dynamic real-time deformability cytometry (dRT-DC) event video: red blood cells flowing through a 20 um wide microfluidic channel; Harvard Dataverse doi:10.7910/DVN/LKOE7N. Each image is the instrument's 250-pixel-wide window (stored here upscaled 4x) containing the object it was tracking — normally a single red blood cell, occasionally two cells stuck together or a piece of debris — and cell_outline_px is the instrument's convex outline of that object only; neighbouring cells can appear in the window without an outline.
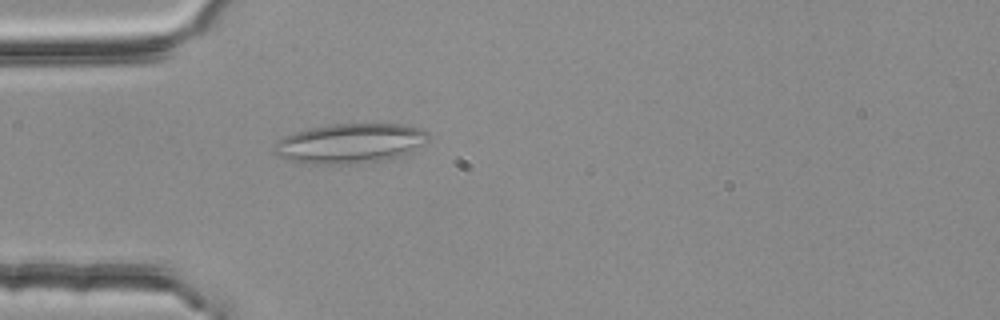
{"species": "common noctule bat (a hibernating species)", "species_latin": "Nyctalus noctula", "temperature_condition": "room temperature", "stored_images_in_passage": 3, "camera_frame_rate_fps": 3000, "um_per_image_px": 0.085, "animal": {"sex": "female", "body_mass_g": 25.1}, "frame": {"image": 1, "passage_image": 3, "time_ms": 0.667, "image_size_px": [1000, 320], "cell_outline_px": [[428, 140], [408, 152], [400, 156], [384, 160], [352, 164], [304, 164], [288, 160], [276, 156], [272, 152], [276, 140], [284, 136], [308, 128], [328, 124], [404, 124], [420, 128], [428, 132]], "centroid_in_image_um": [29.68, 12.19], "position_along_channel_um": 55.3, "area_um2": 36.01}}